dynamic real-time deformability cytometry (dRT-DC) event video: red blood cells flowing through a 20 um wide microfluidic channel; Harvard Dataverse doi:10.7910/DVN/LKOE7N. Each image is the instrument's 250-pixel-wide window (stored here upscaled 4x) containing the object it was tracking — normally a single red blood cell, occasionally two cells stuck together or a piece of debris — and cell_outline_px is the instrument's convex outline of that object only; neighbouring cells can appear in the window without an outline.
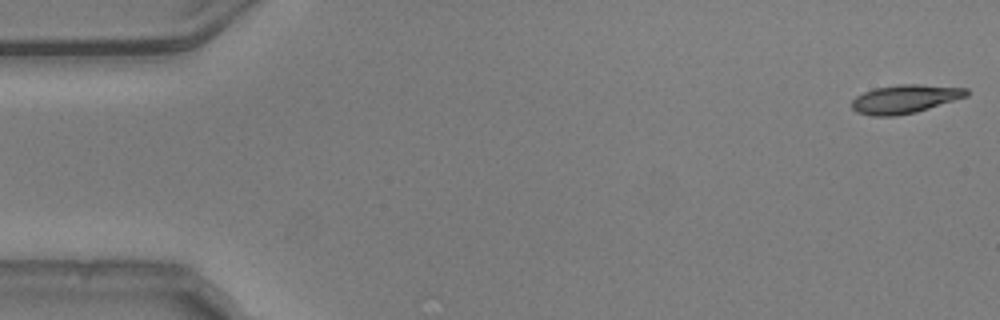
{"species": "common noctule bat (a hibernating species)", "species_latin": "Nyctalus noctula", "temperature_condition": "warm", "stored_images_in_passage": 48, "camera_frame_rate_fps": 3000, "um_per_image_px": 0.085, "animal": {"sex": "male", "body_mass_g": 20.5, "forearm_length_mm": 52.5}, "frame": {"image": 1, "passage_image": 1, "time_ms": 0.0, "image_size_px": [1000, 320], "cell_outline_px": [[968, 96], [916, 112], [896, 116], [872, 116], [856, 112], [852, 108], [852, 100], [856, 96], [864, 92], [876, 88], [900, 84], [920, 84], [968, 88]], "centroid_in_image_um": [76.92, 8.42], "position_along_channel_um": 8.1, "area_um2": 19.07}}
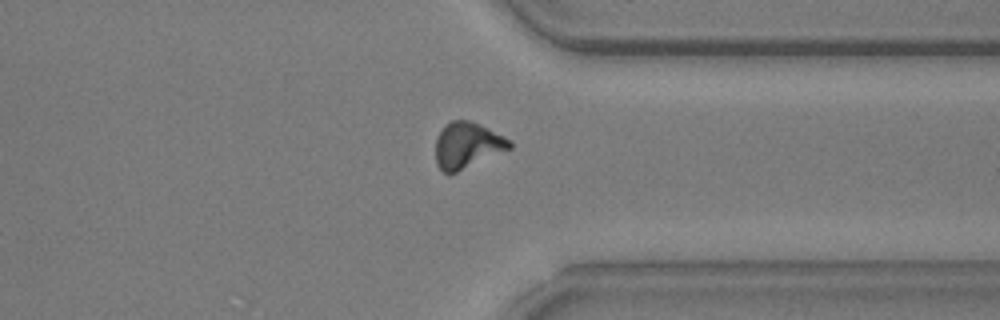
{"frame": {"image": 2, "passage_image": 41, "time_ms": 13.333, "image_size_px": [1000, 320], "cell_outline_px": [[512, 148], [448, 176], [440, 172], [436, 164], [436, 136], [452, 120], [468, 120], [480, 124], [504, 136], [512, 144]], "centroid_in_image_um": [39.69, 12.39], "position_along_channel_um": 371.7, "area_um2": 19.94}}
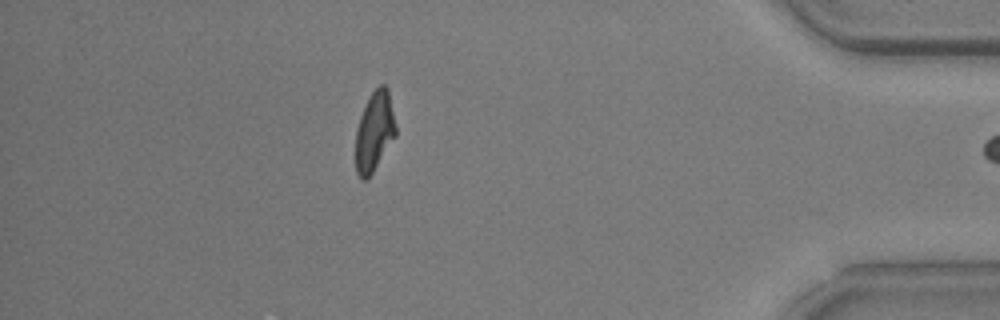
{"frame": {"image": 3, "passage_image": 47, "time_ms": 15.333, "image_size_px": [1000, 320], "cell_outline_px": [[396, 136], [372, 172], [364, 180], [360, 180], [356, 172], [356, 128], [360, 116], [372, 92], [380, 84], [384, 84], [388, 88], [396, 124]], "centroid_in_image_um": [31.83, 11.17], "position_along_channel_um": 403.4, "area_um2": 18.5}}